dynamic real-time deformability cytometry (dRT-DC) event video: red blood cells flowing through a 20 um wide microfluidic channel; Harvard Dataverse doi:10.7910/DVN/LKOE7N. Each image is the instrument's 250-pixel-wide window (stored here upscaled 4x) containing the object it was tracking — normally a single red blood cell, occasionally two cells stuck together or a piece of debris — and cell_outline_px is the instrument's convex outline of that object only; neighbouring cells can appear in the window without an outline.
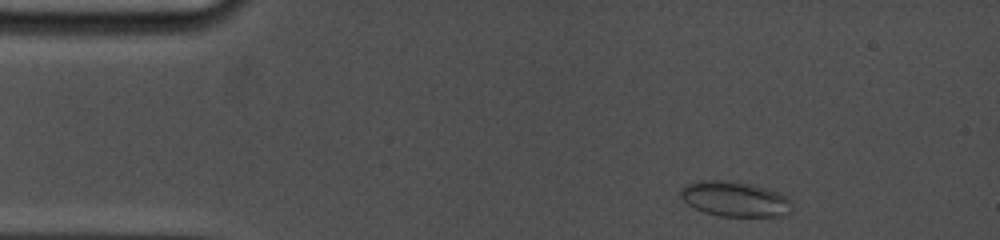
{"species": "common noctule bat (a hibernating species)", "species_latin": "Nyctalus noctula", "temperature_condition": "cold", "stored_images_in_passage": 37, "camera_frame_rate_fps": 5000, "um_per_image_px": 0.085, "animal": {"sex": "female", "body_mass_g": 19.0, "forearm_length_mm": 53.3}, "frame": {"image": 1, "passage_image": 2, "time_ms": 0.6, "image_size_px": [1000, 240], "cell_outline_px": [[792, 212], [788, 216], [720, 216], [704, 212], [688, 204], [680, 196], [680, 188], [688, 184], [700, 180], [724, 180], [752, 184], [768, 188], [792, 200]], "centroid_in_image_um": [62.5, 16.92], "position_along_channel_um": 22.5, "area_um2": 22.95}}
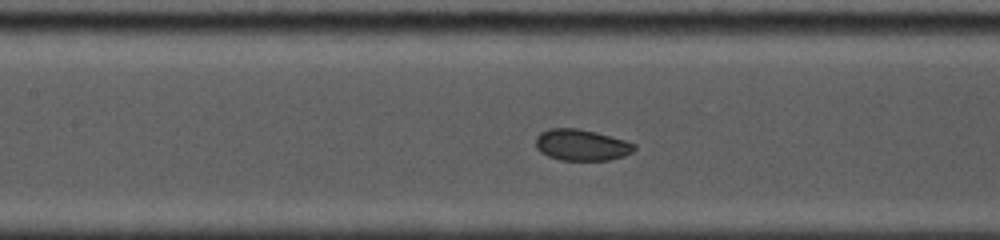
{"frame": {"image": 2, "passage_image": 16, "time_ms": 6.0, "image_size_px": [1000, 240], "cell_outline_px": [[636, 148], [632, 152], [624, 156], [608, 160], [560, 160], [548, 156], [540, 152], [536, 148], [536, 136], [540, 132], [548, 128], [576, 128], [596, 132], [624, 140], [636, 144]], "centroid_in_image_um": [49.41, 12.32], "position_along_channel_um": 158.0, "area_um2": 18.03}}
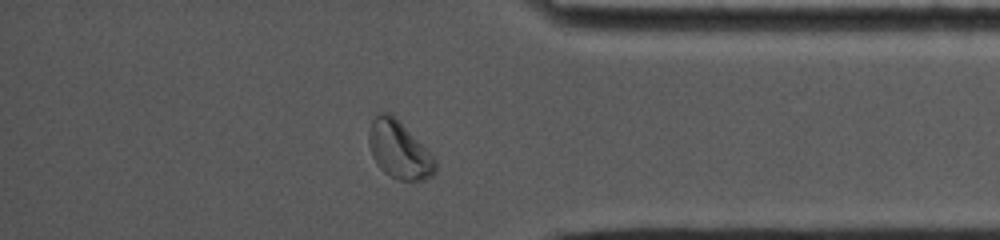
{"frame": {"image": 3, "passage_image": 33, "time_ms": 12.6, "image_size_px": [1000, 240], "cell_outline_px": [[436, 172], [432, 176], [424, 180], [400, 180], [388, 176], [380, 168], [372, 156], [368, 144], [368, 132], [372, 120], [376, 112], [392, 112], [436, 160]], "centroid_in_image_um": [33.89, 12.72], "position_along_channel_um": 401.3, "area_um2": 22.43}, "authors_computed_cell_mechanics": {"area_um2": 18.6116, "velocity_mm_per_s": 3.7625, "shape_relaxation_time_tau1_ms": 5.5378, "shape_relaxation_time_tau2_ms": 1.5877, "deformation_change_tau1": 0.0946, "deformation_change_tau2": 0.0508}}